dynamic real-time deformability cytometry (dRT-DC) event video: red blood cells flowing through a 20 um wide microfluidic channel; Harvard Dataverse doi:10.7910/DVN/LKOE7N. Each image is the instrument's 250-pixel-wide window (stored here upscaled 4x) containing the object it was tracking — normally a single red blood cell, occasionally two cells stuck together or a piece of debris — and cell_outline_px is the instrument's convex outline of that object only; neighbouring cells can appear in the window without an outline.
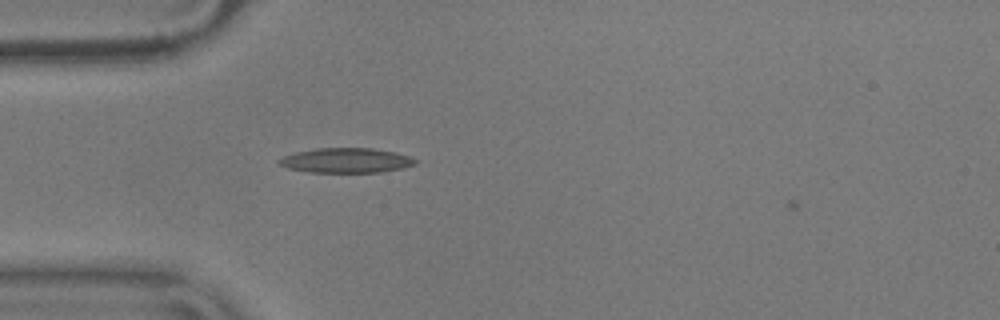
{"species": "common noctule bat (a hibernating species)", "species_latin": "Nyctalus noctula", "temperature_condition": "warm", "stored_images_in_passage": 5, "camera_frame_rate_fps": 3000, "um_per_image_px": 0.085, "animal": {"sex": "male", "body_mass_g": 17.9}, "frame": {"image": 1, "passage_image": 4, "time_ms": 1.0, "image_size_px": [1000, 320], "cell_outline_px": [[416, 164], [404, 168], [380, 172], [308, 172], [288, 168], [280, 164], [276, 160], [284, 156], [296, 152], [316, 148], [372, 148], [396, 152], [408, 156], [416, 160]], "centroid_in_image_um": [29.42, 13.63], "position_along_channel_um": 55.6, "area_um2": 19.65}}